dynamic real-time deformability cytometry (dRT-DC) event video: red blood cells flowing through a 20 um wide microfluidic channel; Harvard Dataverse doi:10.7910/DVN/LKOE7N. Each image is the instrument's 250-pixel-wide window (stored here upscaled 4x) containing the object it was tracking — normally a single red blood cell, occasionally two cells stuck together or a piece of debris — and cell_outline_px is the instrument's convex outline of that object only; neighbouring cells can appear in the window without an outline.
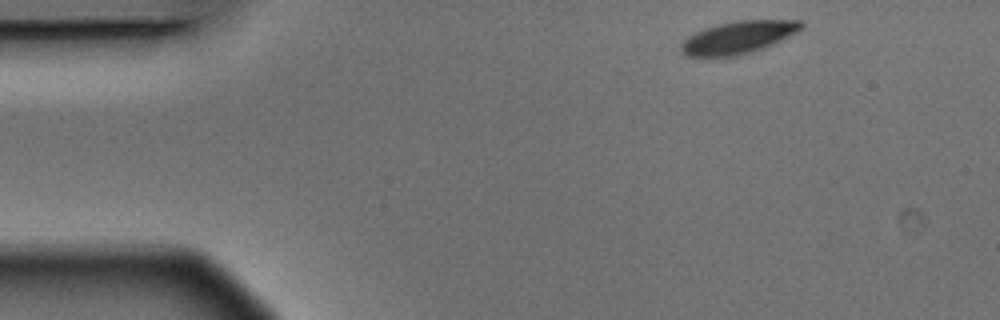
{"species": "Egyptian fruit bat (a non-hibernating species)", "species_latin": "Rousettus aegyptiacus", "temperature_condition": "warm", "stored_images_in_passage": 9, "camera_frame_rate_fps": 3000, "um_per_image_px": 0.085, "animal": {"sex": "male"}, "frame": {"image": 1, "passage_image": 1, "time_ms": 0.0, "image_size_px": [1000, 320], "cell_outline_px": [[804, 24], [796, 32], [764, 48], [736, 56], [688, 56], [680, 52], [680, 44], [688, 36], [696, 32], [720, 24], [736, 20], [800, 20]], "centroid_in_image_um": [62.73, 3.18], "position_along_channel_um": 22.3, "area_um2": 22.37}}
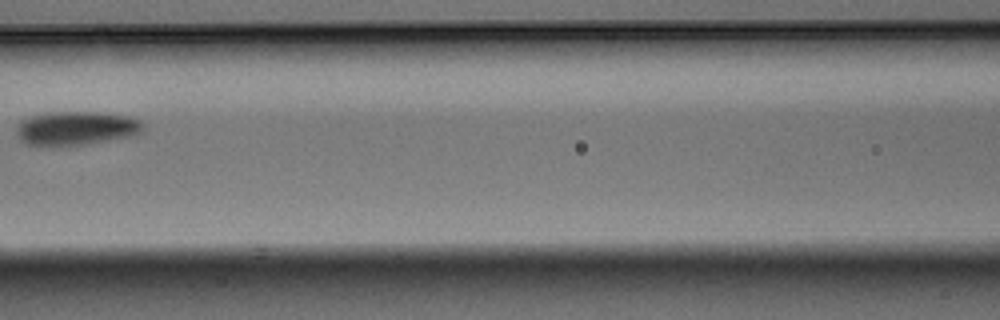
{"frame": {"image": 2, "passage_image": 6, "time_ms": 1.667, "image_size_px": [1000, 320], "cell_outline_px": [[144, 124], [140, 132], [132, 136], [88, 144], [40, 148], [24, 144], [20, 140], [16, 132], [16, 128], [20, 120], [32, 116], [48, 112], [96, 112], [128, 116], [140, 120]], "centroid_in_image_um": [6.39, 10.93], "position_along_channel_um": 160.2, "area_um2": 25.55}}
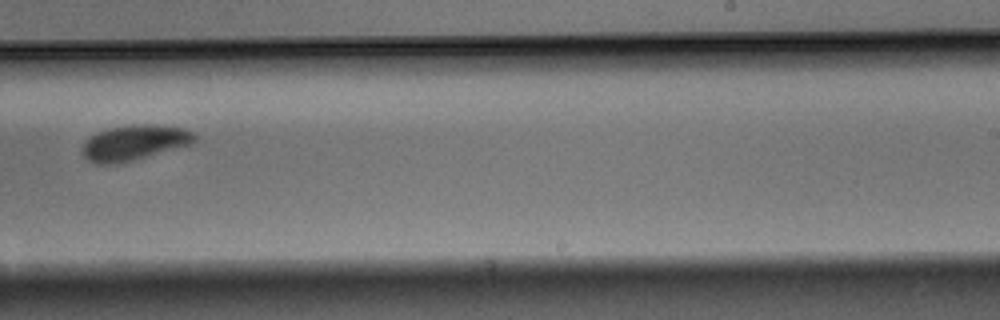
{"frame": {"image": 3, "passage_image": 9, "time_ms": 2.667, "image_size_px": [1000, 320], "cell_outline_px": [[196, 144], [116, 164], [96, 164], [88, 160], [80, 152], [88, 136], [96, 132], [112, 128], [132, 124], [156, 124], [184, 128], [192, 132], [196, 136]], "centroid_in_image_um": [11.44, 12.12], "position_along_channel_um": 277.6, "area_um2": 23.41}}